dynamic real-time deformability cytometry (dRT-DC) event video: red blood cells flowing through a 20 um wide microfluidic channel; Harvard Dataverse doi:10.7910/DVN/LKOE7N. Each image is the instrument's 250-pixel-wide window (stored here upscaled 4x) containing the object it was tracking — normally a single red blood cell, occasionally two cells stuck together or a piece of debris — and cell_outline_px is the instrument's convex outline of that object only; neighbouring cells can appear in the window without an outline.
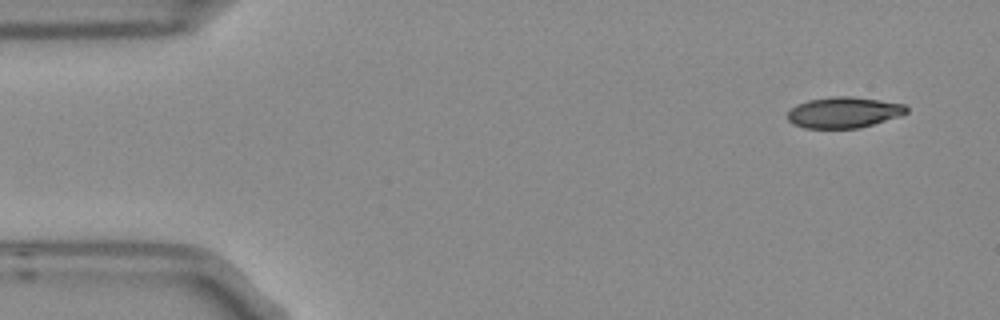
{"species": "Egyptian fruit bat (a non-hibernating species)", "species_latin": "Rousettus aegyptiacus", "temperature_condition": "room temperature", "stored_images_in_passage": 4, "camera_frame_rate_fps": 3000, "um_per_image_px": 0.085, "frame": {"image": 1, "passage_image": 1, "time_ms": 0.0, "image_size_px": [1000, 320], "cell_outline_px": [[908, 112], [900, 116], [860, 128], [804, 128], [792, 124], [788, 120], [788, 112], [796, 104], [808, 100], [836, 96], [852, 96], [880, 100], [904, 104], [908, 108]], "centroid_in_image_um": [71.72, 9.56], "position_along_channel_um": 13.3, "area_um2": 21.5}}
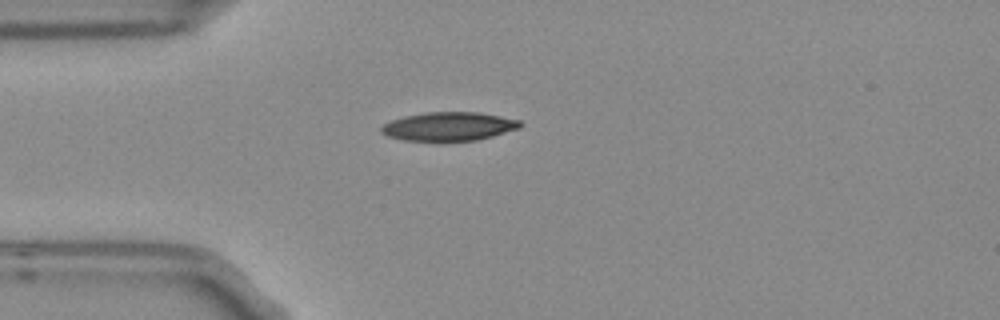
{"frame": {"image": 2, "passage_image": 4, "time_ms": 1.0, "image_size_px": [1000, 320], "cell_outline_px": [[524, 124], [520, 128], [492, 136], [476, 140], [440, 144], [404, 140], [388, 136], [380, 132], [380, 128], [384, 124], [392, 120], [404, 116], [424, 112], [480, 112], [520, 120]], "centroid_in_image_um": [38.14, 10.78], "position_along_channel_um": 46.9, "area_um2": 24.1}}